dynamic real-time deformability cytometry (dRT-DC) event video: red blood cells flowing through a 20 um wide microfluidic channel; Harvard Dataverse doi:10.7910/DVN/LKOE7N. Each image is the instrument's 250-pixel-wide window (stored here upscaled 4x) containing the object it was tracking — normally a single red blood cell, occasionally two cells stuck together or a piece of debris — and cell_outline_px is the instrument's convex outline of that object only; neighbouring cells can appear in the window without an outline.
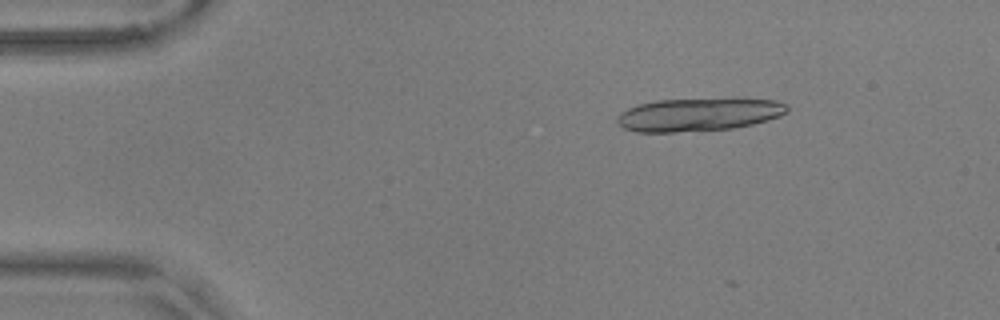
{"species": "common noctule bat (a hibernating species)", "species_latin": "Nyctalus noctula", "temperature_condition": "warm", "stored_images_in_passage": 16, "camera_frame_rate_fps": 3000, "um_per_image_px": 0.085, "animal": {"sex": "male", "body_mass_g": 17.9, "forearm_length_mm": 54.2}, "frame": {"image": 1, "passage_image": 8, "time_ms": 2.333, "image_size_px": [1000, 320], "cell_outline_px": [[788, 112], [780, 116], [752, 124], [732, 128], [676, 132], [636, 132], [624, 128], [616, 120], [616, 116], [620, 112], [628, 108], [640, 104], [656, 100], [776, 100], [788, 104]], "centroid_in_image_um": [59.34, 9.76], "position_along_channel_um": 25.7, "area_um2": 32.08}}